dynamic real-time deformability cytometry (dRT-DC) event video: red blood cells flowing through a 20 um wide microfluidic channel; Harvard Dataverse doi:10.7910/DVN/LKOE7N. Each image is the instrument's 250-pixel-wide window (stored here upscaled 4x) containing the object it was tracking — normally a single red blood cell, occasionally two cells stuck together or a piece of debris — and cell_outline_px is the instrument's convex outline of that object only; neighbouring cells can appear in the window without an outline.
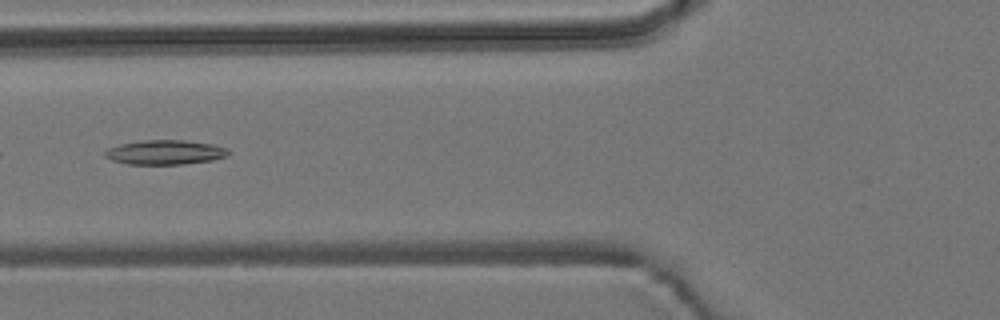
{"species": "common noctule bat (a hibernating species)", "species_latin": "Nyctalus noctula", "temperature_condition": "room temperature", "stored_images_in_passage": 6, "camera_frame_rate_fps": 3000, "um_per_image_px": 0.085, "animal": {"sex": "male", "body_mass_g": 19.2, "forearm_length_mm": 51.8}, "frame": {"image": 1, "passage_image": 6, "time_ms": 1.667, "image_size_px": [1000, 320], "cell_outline_px": [[232, 152], [228, 156], [212, 160], [184, 164], [128, 164], [112, 160], [104, 156], [104, 152], [108, 148], [120, 144], [140, 140], [184, 140], [212, 144], [228, 148]], "centroid_in_image_um": [14.06, 12.94], "position_along_channel_um": 111.7, "area_um2": 17.74}}